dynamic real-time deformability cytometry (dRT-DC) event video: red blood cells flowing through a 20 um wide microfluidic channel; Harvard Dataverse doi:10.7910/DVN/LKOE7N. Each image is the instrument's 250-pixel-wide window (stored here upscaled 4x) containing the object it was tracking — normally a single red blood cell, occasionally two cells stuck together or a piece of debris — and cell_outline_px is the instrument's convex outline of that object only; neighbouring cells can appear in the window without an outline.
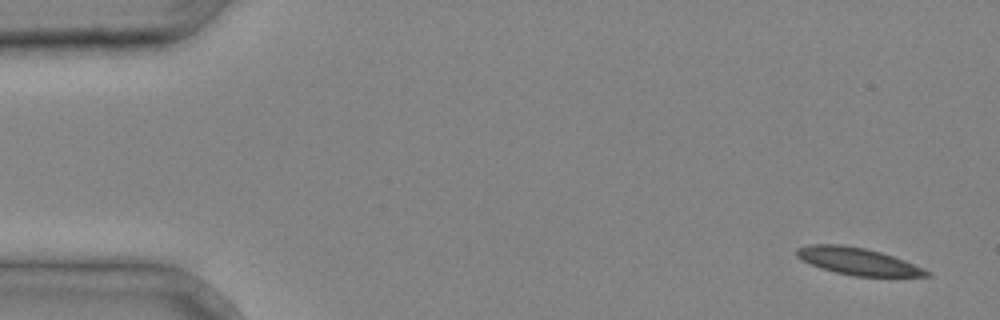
{"species": "common noctule bat (a hibernating species)", "species_latin": "Nyctalus noctula", "temperature_condition": "cold", "stored_images_in_passage": 4, "camera_frame_rate_fps": 3000, "um_per_image_px": 0.085, "animal": {"sex": "male", "body_mass_g": 20.4}, "frame": {"image": 1, "passage_image": 1, "time_ms": 0.0, "image_size_px": [1000, 320], "cell_outline_px": [[932, 276], [856, 276], [836, 272], [800, 260], [796, 256], [796, 248], [808, 244], [840, 244], [864, 248], [880, 252], [904, 260], [924, 268], [932, 272]], "centroid_in_image_um": [72.91, 22.2], "position_along_channel_um": 12.1, "area_um2": 20.35}}
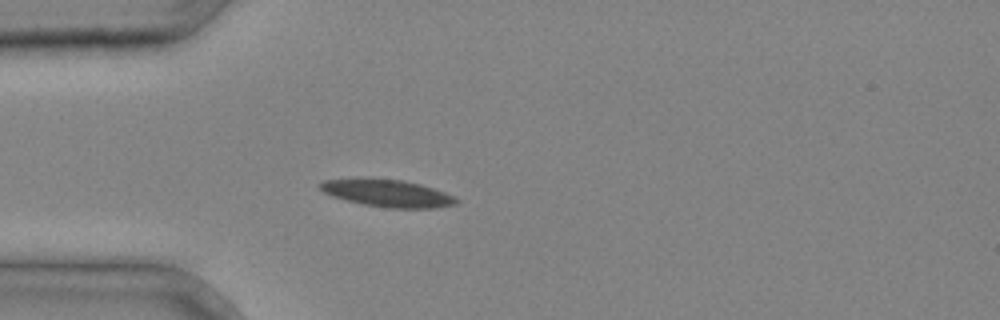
{"frame": {"image": 2, "passage_image": 4, "time_ms": 1.0, "image_size_px": [1000, 320], "cell_outline_px": [[460, 200], [456, 204], [436, 208], [392, 208], [364, 204], [332, 196], [324, 192], [316, 184], [324, 180], [404, 180], [420, 184], [456, 196]], "centroid_in_image_um": [33.01, 16.45], "position_along_channel_um": 52.0, "area_um2": 20.98}}